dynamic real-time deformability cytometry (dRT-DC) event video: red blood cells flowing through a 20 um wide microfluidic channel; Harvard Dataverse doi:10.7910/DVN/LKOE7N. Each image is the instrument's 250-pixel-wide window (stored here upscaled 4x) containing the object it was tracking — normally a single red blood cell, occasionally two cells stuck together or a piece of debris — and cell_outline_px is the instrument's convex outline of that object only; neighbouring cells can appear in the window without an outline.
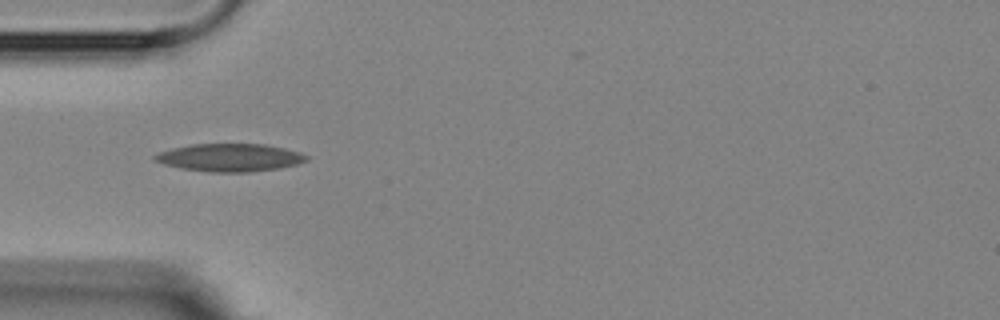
{"species": "Egyptian fruit bat (a non-hibernating species)", "species_latin": "Rousettus aegyptiacus", "temperature_condition": "room temperature", "stored_images_in_passage": 3, "camera_frame_rate_fps": 3000, "um_per_image_px": 0.085, "animal": {"sex": "female"}, "frame": {"image": 1, "passage_image": 2, "time_ms": 1.333, "image_size_px": [1000, 320], "cell_outline_px": [[308, 160], [296, 164], [276, 168], [248, 172], [208, 172], [180, 168], [164, 164], [152, 160], [152, 156], [160, 152], [172, 148], [192, 144], [264, 144], [284, 148], [300, 152], [308, 156]], "centroid_in_image_um": [19.49, 13.39], "position_along_channel_um": 65.5, "area_um2": 24.51}}
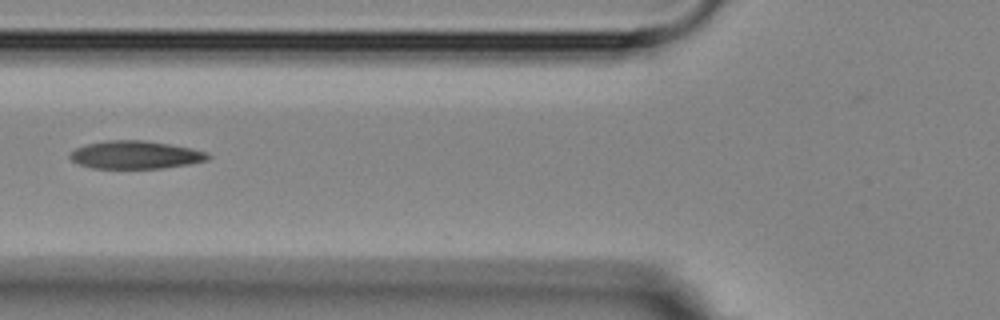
{"frame": {"image": 2, "passage_image": 3, "time_ms": 2.667, "image_size_px": [1000, 320], "cell_outline_px": [[212, 156], [208, 160], [188, 164], [164, 168], [92, 168], [80, 164], [72, 160], [68, 156], [76, 148], [88, 144], [108, 140], [144, 140], [168, 144], [188, 148], [204, 152]], "centroid_in_image_um": [11.5, 13.17], "position_along_channel_um": 114.3, "area_um2": 22.14}}